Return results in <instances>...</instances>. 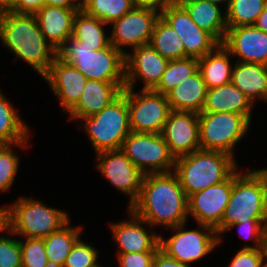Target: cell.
Segmentation results:
<instances>
[{
    "label": "cell",
    "instance_id": "5",
    "mask_svg": "<svg viewBox=\"0 0 267 267\" xmlns=\"http://www.w3.org/2000/svg\"><path fill=\"white\" fill-rule=\"evenodd\" d=\"M236 159L220 151L197 150L175 158L176 174L187 197L226 180L236 169Z\"/></svg>",
    "mask_w": 267,
    "mask_h": 267
},
{
    "label": "cell",
    "instance_id": "45",
    "mask_svg": "<svg viewBox=\"0 0 267 267\" xmlns=\"http://www.w3.org/2000/svg\"><path fill=\"white\" fill-rule=\"evenodd\" d=\"M44 5L61 6L71 9H82V0H80V2L79 0H44Z\"/></svg>",
    "mask_w": 267,
    "mask_h": 267
},
{
    "label": "cell",
    "instance_id": "48",
    "mask_svg": "<svg viewBox=\"0 0 267 267\" xmlns=\"http://www.w3.org/2000/svg\"><path fill=\"white\" fill-rule=\"evenodd\" d=\"M15 6V0H0V13L12 11Z\"/></svg>",
    "mask_w": 267,
    "mask_h": 267
},
{
    "label": "cell",
    "instance_id": "25",
    "mask_svg": "<svg viewBox=\"0 0 267 267\" xmlns=\"http://www.w3.org/2000/svg\"><path fill=\"white\" fill-rule=\"evenodd\" d=\"M181 5L199 28L210 33L220 44L223 43L228 27L226 14H222L217 4L208 0H184Z\"/></svg>",
    "mask_w": 267,
    "mask_h": 267
},
{
    "label": "cell",
    "instance_id": "43",
    "mask_svg": "<svg viewBox=\"0 0 267 267\" xmlns=\"http://www.w3.org/2000/svg\"><path fill=\"white\" fill-rule=\"evenodd\" d=\"M153 267H191L189 265L178 262L172 257H169L164 251L159 249L153 260Z\"/></svg>",
    "mask_w": 267,
    "mask_h": 267
},
{
    "label": "cell",
    "instance_id": "15",
    "mask_svg": "<svg viewBox=\"0 0 267 267\" xmlns=\"http://www.w3.org/2000/svg\"><path fill=\"white\" fill-rule=\"evenodd\" d=\"M232 186L233 173L223 182L191 194L188 197V215L193 216L198 225L216 230L229 202Z\"/></svg>",
    "mask_w": 267,
    "mask_h": 267
},
{
    "label": "cell",
    "instance_id": "34",
    "mask_svg": "<svg viewBox=\"0 0 267 267\" xmlns=\"http://www.w3.org/2000/svg\"><path fill=\"white\" fill-rule=\"evenodd\" d=\"M133 7L132 0H82V10L107 25L121 18Z\"/></svg>",
    "mask_w": 267,
    "mask_h": 267
},
{
    "label": "cell",
    "instance_id": "32",
    "mask_svg": "<svg viewBox=\"0 0 267 267\" xmlns=\"http://www.w3.org/2000/svg\"><path fill=\"white\" fill-rule=\"evenodd\" d=\"M198 71V58L185 57L169 60L158 86L153 90L166 95L180 82Z\"/></svg>",
    "mask_w": 267,
    "mask_h": 267
},
{
    "label": "cell",
    "instance_id": "20",
    "mask_svg": "<svg viewBox=\"0 0 267 267\" xmlns=\"http://www.w3.org/2000/svg\"><path fill=\"white\" fill-rule=\"evenodd\" d=\"M131 220L111 225L114 239L118 245L117 253L131 252H157L160 249V235L147 232L142 224L147 225L143 219L137 217L129 210Z\"/></svg>",
    "mask_w": 267,
    "mask_h": 267
},
{
    "label": "cell",
    "instance_id": "28",
    "mask_svg": "<svg viewBox=\"0 0 267 267\" xmlns=\"http://www.w3.org/2000/svg\"><path fill=\"white\" fill-rule=\"evenodd\" d=\"M27 126L14 105L0 91V145L27 147L30 132Z\"/></svg>",
    "mask_w": 267,
    "mask_h": 267
},
{
    "label": "cell",
    "instance_id": "40",
    "mask_svg": "<svg viewBox=\"0 0 267 267\" xmlns=\"http://www.w3.org/2000/svg\"><path fill=\"white\" fill-rule=\"evenodd\" d=\"M264 248H241L231 261L229 267H264Z\"/></svg>",
    "mask_w": 267,
    "mask_h": 267
},
{
    "label": "cell",
    "instance_id": "3",
    "mask_svg": "<svg viewBox=\"0 0 267 267\" xmlns=\"http://www.w3.org/2000/svg\"><path fill=\"white\" fill-rule=\"evenodd\" d=\"M267 222V169L233 172V186L222 221L220 236L228 226L240 222Z\"/></svg>",
    "mask_w": 267,
    "mask_h": 267
},
{
    "label": "cell",
    "instance_id": "14",
    "mask_svg": "<svg viewBox=\"0 0 267 267\" xmlns=\"http://www.w3.org/2000/svg\"><path fill=\"white\" fill-rule=\"evenodd\" d=\"M96 169L118 190L130 197L129 207L137 200L144 174L121 150L96 153Z\"/></svg>",
    "mask_w": 267,
    "mask_h": 267
},
{
    "label": "cell",
    "instance_id": "19",
    "mask_svg": "<svg viewBox=\"0 0 267 267\" xmlns=\"http://www.w3.org/2000/svg\"><path fill=\"white\" fill-rule=\"evenodd\" d=\"M53 93L59 97L60 107L67 114L76 106L87 78L74 66L56 57L43 76Z\"/></svg>",
    "mask_w": 267,
    "mask_h": 267
},
{
    "label": "cell",
    "instance_id": "16",
    "mask_svg": "<svg viewBox=\"0 0 267 267\" xmlns=\"http://www.w3.org/2000/svg\"><path fill=\"white\" fill-rule=\"evenodd\" d=\"M133 49L125 54V88L134 89L137 79L144 82L141 90H154L165 71L168 59L150 44Z\"/></svg>",
    "mask_w": 267,
    "mask_h": 267
},
{
    "label": "cell",
    "instance_id": "51",
    "mask_svg": "<svg viewBox=\"0 0 267 267\" xmlns=\"http://www.w3.org/2000/svg\"><path fill=\"white\" fill-rule=\"evenodd\" d=\"M264 260H266V262L264 261V267H267V247H264Z\"/></svg>",
    "mask_w": 267,
    "mask_h": 267
},
{
    "label": "cell",
    "instance_id": "12",
    "mask_svg": "<svg viewBox=\"0 0 267 267\" xmlns=\"http://www.w3.org/2000/svg\"><path fill=\"white\" fill-rule=\"evenodd\" d=\"M160 12L150 9L133 7L128 13L121 18L113 21L110 44L122 53L127 52L125 47H139L150 44L153 29Z\"/></svg>",
    "mask_w": 267,
    "mask_h": 267
},
{
    "label": "cell",
    "instance_id": "37",
    "mask_svg": "<svg viewBox=\"0 0 267 267\" xmlns=\"http://www.w3.org/2000/svg\"><path fill=\"white\" fill-rule=\"evenodd\" d=\"M98 251L79 238L68 254L63 267H94L98 265Z\"/></svg>",
    "mask_w": 267,
    "mask_h": 267
},
{
    "label": "cell",
    "instance_id": "7",
    "mask_svg": "<svg viewBox=\"0 0 267 267\" xmlns=\"http://www.w3.org/2000/svg\"><path fill=\"white\" fill-rule=\"evenodd\" d=\"M67 212L48 207L33 198H22L8 205V233L27 238H45L68 221Z\"/></svg>",
    "mask_w": 267,
    "mask_h": 267
},
{
    "label": "cell",
    "instance_id": "22",
    "mask_svg": "<svg viewBox=\"0 0 267 267\" xmlns=\"http://www.w3.org/2000/svg\"><path fill=\"white\" fill-rule=\"evenodd\" d=\"M122 90L112 82L88 79L76 106L68 113L75 121L100 112L116 99Z\"/></svg>",
    "mask_w": 267,
    "mask_h": 267
},
{
    "label": "cell",
    "instance_id": "11",
    "mask_svg": "<svg viewBox=\"0 0 267 267\" xmlns=\"http://www.w3.org/2000/svg\"><path fill=\"white\" fill-rule=\"evenodd\" d=\"M127 106L131 132L161 133L171 111L166 95L153 90L127 88Z\"/></svg>",
    "mask_w": 267,
    "mask_h": 267
},
{
    "label": "cell",
    "instance_id": "2",
    "mask_svg": "<svg viewBox=\"0 0 267 267\" xmlns=\"http://www.w3.org/2000/svg\"><path fill=\"white\" fill-rule=\"evenodd\" d=\"M0 40L17 58L26 61L42 77L48 72L56 49L43 36L34 14L0 13Z\"/></svg>",
    "mask_w": 267,
    "mask_h": 267
},
{
    "label": "cell",
    "instance_id": "18",
    "mask_svg": "<svg viewBox=\"0 0 267 267\" xmlns=\"http://www.w3.org/2000/svg\"><path fill=\"white\" fill-rule=\"evenodd\" d=\"M222 45L239 62H250L267 66V33L255 25L228 27Z\"/></svg>",
    "mask_w": 267,
    "mask_h": 267
},
{
    "label": "cell",
    "instance_id": "33",
    "mask_svg": "<svg viewBox=\"0 0 267 267\" xmlns=\"http://www.w3.org/2000/svg\"><path fill=\"white\" fill-rule=\"evenodd\" d=\"M267 0H230L226 9L227 27L254 25Z\"/></svg>",
    "mask_w": 267,
    "mask_h": 267
},
{
    "label": "cell",
    "instance_id": "17",
    "mask_svg": "<svg viewBox=\"0 0 267 267\" xmlns=\"http://www.w3.org/2000/svg\"><path fill=\"white\" fill-rule=\"evenodd\" d=\"M161 135L175 158L200 150L199 115L171 110Z\"/></svg>",
    "mask_w": 267,
    "mask_h": 267
},
{
    "label": "cell",
    "instance_id": "52",
    "mask_svg": "<svg viewBox=\"0 0 267 267\" xmlns=\"http://www.w3.org/2000/svg\"><path fill=\"white\" fill-rule=\"evenodd\" d=\"M265 246L267 247V227H266V238H265Z\"/></svg>",
    "mask_w": 267,
    "mask_h": 267
},
{
    "label": "cell",
    "instance_id": "29",
    "mask_svg": "<svg viewBox=\"0 0 267 267\" xmlns=\"http://www.w3.org/2000/svg\"><path fill=\"white\" fill-rule=\"evenodd\" d=\"M69 222L70 220L59 230L43 238L51 267H63L72 247L80 238L82 226L71 227Z\"/></svg>",
    "mask_w": 267,
    "mask_h": 267
},
{
    "label": "cell",
    "instance_id": "35",
    "mask_svg": "<svg viewBox=\"0 0 267 267\" xmlns=\"http://www.w3.org/2000/svg\"><path fill=\"white\" fill-rule=\"evenodd\" d=\"M22 267H51L45 253V243L42 238H26L20 240Z\"/></svg>",
    "mask_w": 267,
    "mask_h": 267
},
{
    "label": "cell",
    "instance_id": "39",
    "mask_svg": "<svg viewBox=\"0 0 267 267\" xmlns=\"http://www.w3.org/2000/svg\"><path fill=\"white\" fill-rule=\"evenodd\" d=\"M0 267H22L20 241L0 236Z\"/></svg>",
    "mask_w": 267,
    "mask_h": 267
},
{
    "label": "cell",
    "instance_id": "31",
    "mask_svg": "<svg viewBox=\"0 0 267 267\" xmlns=\"http://www.w3.org/2000/svg\"><path fill=\"white\" fill-rule=\"evenodd\" d=\"M150 45L168 60L185 58L180 37L161 16L155 23Z\"/></svg>",
    "mask_w": 267,
    "mask_h": 267
},
{
    "label": "cell",
    "instance_id": "30",
    "mask_svg": "<svg viewBox=\"0 0 267 267\" xmlns=\"http://www.w3.org/2000/svg\"><path fill=\"white\" fill-rule=\"evenodd\" d=\"M103 25L106 23L102 20L80 10L74 18L72 37L93 50L103 49L110 45V37H106Z\"/></svg>",
    "mask_w": 267,
    "mask_h": 267
},
{
    "label": "cell",
    "instance_id": "50",
    "mask_svg": "<svg viewBox=\"0 0 267 267\" xmlns=\"http://www.w3.org/2000/svg\"><path fill=\"white\" fill-rule=\"evenodd\" d=\"M168 4H181L184 0H165Z\"/></svg>",
    "mask_w": 267,
    "mask_h": 267
},
{
    "label": "cell",
    "instance_id": "10",
    "mask_svg": "<svg viewBox=\"0 0 267 267\" xmlns=\"http://www.w3.org/2000/svg\"><path fill=\"white\" fill-rule=\"evenodd\" d=\"M186 223L171 227L174 235L165 240L160 235V249L178 262L189 265L209 254L222 242L221 237L210 226L199 225L201 229L184 230ZM205 230L201 231V230Z\"/></svg>",
    "mask_w": 267,
    "mask_h": 267
},
{
    "label": "cell",
    "instance_id": "23",
    "mask_svg": "<svg viewBox=\"0 0 267 267\" xmlns=\"http://www.w3.org/2000/svg\"><path fill=\"white\" fill-rule=\"evenodd\" d=\"M253 103L231 82L207 89L202 112H230L244 115L251 122Z\"/></svg>",
    "mask_w": 267,
    "mask_h": 267
},
{
    "label": "cell",
    "instance_id": "44",
    "mask_svg": "<svg viewBox=\"0 0 267 267\" xmlns=\"http://www.w3.org/2000/svg\"><path fill=\"white\" fill-rule=\"evenodd\" d=\"M134 7L150 8L156 11H162L168 3L165 0H132Z\"/></svg>",
    "mask_w": 267,
    "mask_h": 267
},
{
    "label": "cell",
    "instance_id": "27",
    "mask_svg": "<svg viewBox=\"0 0 267 267\" xmlns=\"http://www.w3.org/2000/svg\"><path fill=\"white\" fill-rule=\"evenodd\" d=\"M230 52L219 44L213 51L198 59V70L207 89L222 86L231 82L232 65Z\"/></svg>",
    "mask_w": 267,
    "mask_h": 267
},
{
    "label": "cell",
    "instance_id": "47",
    "mask_svg": "<svg viewBox=\"0 0 267 267\" xmlns=\"http://www.w3.org/2000/svg\"><path fill=\"white\" fill-rule=\"evenodd\" d=\"M8 229V206L0 207V233Z\"/></svg>",
    "mask_w": 267,
    "mask_h": 267
},
{
    "label": "cell",
    "instance_id": "41",
    "mask_svg": "<svg viewBox=\"0 0 267 267\" xmlns=\"http://www.w3.org/2000/svg\"><path fill=\"white\" fill-rule=\"evenodd\" d=\"M156 252L118 253L120 267H153Z\"/></svg>",
    "mask_w": 267,
    "mask_h": 267
},
{
    "label": "cell",
    "instance_id": "4",
    "mask_svg": "<svg viewBox=\"0 0 267 267\" xmlns=\"http://www.w3.org/2000/svg\"><path fill=\"white\" fill-rule=\"evenodd\" d=\"M57 57L77 68L87 79L115 83L125 88V54L112 44L100 50L69 37L57 50Z\"/></svg>",
    "mask_w": 267,
    "mask_h": 267
},
{
    "label": "cell",
    "instance_id": "13",
    "mask_svg": "<svg viewBox=\"0 0 267 267\" xmlns=\"http://www.w3.org/2000/svg\"><path fill=\"white\" fill-rule=\"evenodd\" d=\"M160 16L177 32L185 57L201 58L220 43L207 31L199 28L181 4H168Z\"/></svg>",
    "mask_w": 267,
    "mask_h": 267
},
{
    "label": "cell",
    "instance_id": "24",
    "mask_svg": "<svg viewBox=\"0 0 267 267\" xmlns=\"http://www.w3.org/2000/svg\"><path fill=\"white\" fill-rule=\"evenodd\" d=\"M206 93V84L198 70L169 91L166 98L171 110L200 114L205 103Z\"/></svg>",
    "mask_w": 267,
    "mask_h": 267
},
{
    "label": "cell",
    "instance_id": "49",
    "mask_svg": "<svg viewBox=\"0 0 267 267\" xmlns=\"http://www.w3.org/2000/svg\"><path fill=\"white\" fill-rule=\"evenodd\" d=\"M208 1H210L211 3H214V4H220V3H225V2H227V6L226 7H228V5H229V2H230V0H208Z\"/></svg>",
    "mask_w": 267,
    "mask_h": 267
},
{
    "label": "cell",
    "instance_id": "36",
    "mask_svg": "<svg viewBox=\"0 0 267 267\" xmlns=\"http://www.w3.org/2000/svg\"><path fill=\"white\" fill-rule=\"evenodd\" d=\"M12 145H0V192L10 189L19 169L20 159L13 153Z\"/></svg>",
    "mask_w": 267,
    "mask_h": 267
},
{
    "label": "cell",
    "instance_id": "42",
    "mask_svg": "<svg viewBox=\"0 0 267 267\" xmlns=\"http://www.w3.org/2000/svg\"><path fill=\"white\" fill-rule=\"evenodd\" d=\"M44 5V0H15L12 12L19 14H35Z\"/></svg>",
    "mask_w": 267,
    "mask_h": 267
},
{
    "label": "cell",
    "instance_id": "38",
    "mask_svg": "<svg viewBox=\"0 0 267 267\" xmlns=\"http://www.w3.org/2000/svg\"><path fill=\"white\" fill-rule=\"evenodd\" d=\"M239 228V235L242 237L254 240L255 245H245L243 246V249H258V248H264L265 247V238H266V227L267 222H240V223H234L231 224L226 228L224 233L232 229L234 227Z\"/></svg>",
    "mask_w": 267,
    "mask_h": 267
},
{
    "label": "cell",
    "instance_id": "8",
    "mask_svg": "<svg viewBox=\"0 0 267 267\" xmlns=\"http://www.w3.org/2000/svg\"><path fill=\"white\" fill-rule=\"evenodd\" d=\"M198 115L201 150L220 151L234 158V146L247 134L251 122L244 115L230 112Z\"/></svg>",
    "mask_w": 267,
    "mask_h": 267
},
{
    "label": "cell",
    "instance_id": "6",
    "mask_svg": "<svg viewBox=\"0 0 267 267\" xmlns=\"http://www.w3.org/2000/svg\"><path fill=\"white\" fill-rule=\"evenodd\" d=\"M95 153L121 149L130 130L127 88L100 112L82 118Z\"/></svg>",
    "mask_w": 267,
    "mask_h": 267
},
{
    "label": "cell",
    "instance_id": "1",
    "mask_svg": "<svg viewBox=\"0 0 267 267\" xmlns=\"http://www.w3.org/2000/svg\"><path fill=\"white\" fill-rule=\"evenodd\" d=\"M128 208L152 227H175L189 216L188 197L173 171L144 175L140 194Z\"/></svg>",
    "mask_w": 267,
    "mask_h": 267
},
{
    "label": "cell",
    "instance_id": "26",
    "mask_svg": "<svg viewBox=\"0 0 267 267\" xmlns=\"http://www.w3.org/2000/svg\"><path fill=\"white\" fill-rule=\"evenodd\" d=\"M231 83L239 88L254 104L258 98L267 102V66L236 61L232 68Z\"/></svg>",
    "mask_w": 267,
    "mask_h": 267
},
{
    "label": "cell",
    "instance_id": "9",
    "mask_svg": "<svg viewBox=\"0 0 267 267\" xmlns=\"http://www.w3.org/2000/svg\"><path fill=\"white\" fill-rule=\"evenodd\" d=\"M121 150L144 175L174 170L175 157L161 133L130 132Z\"/></svg>",
    "mask_w": 267,
    "mask_h": 267
},
{
    "label": "cell",
    "instance_id": "46",
    "mask_svg": "<svg viewBox=\"0 0 267 267\" xmlns=\"http://www.w3.org/2000/svg\"><path fill=\"white\" fill-rule=\"evenodd\" d=\"M259 30L267 33V6L265 9L260 13L256 23L254 24Z\"/></svg>",
    "mask_w": 267,
    "mask_h": 267
},
{
    "label": "cell",
    "instance_id": "21",
    "mask_svg": "<svg viewBox=\"0 0 267 267\" xmlns=\"http://www.w3.org/2000/svg\"><path fill=\"white\" fill-rule=\"evenodd\" d=\"M80 10L43 5L34 14L43 36L56 51L72 36L74 18Z\"/></svg>",
    "mask_w": 267,
    "mask_h": 267
}]
</instances>
